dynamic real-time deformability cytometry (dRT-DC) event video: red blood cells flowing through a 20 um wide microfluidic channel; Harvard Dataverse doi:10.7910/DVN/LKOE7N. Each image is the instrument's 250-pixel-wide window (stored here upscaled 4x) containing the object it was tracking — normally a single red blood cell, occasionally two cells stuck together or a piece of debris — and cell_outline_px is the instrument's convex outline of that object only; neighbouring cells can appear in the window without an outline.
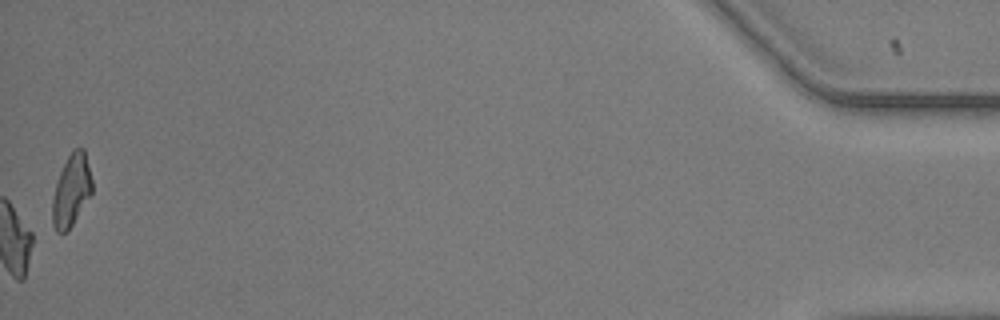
{"species": "common noctule bat (a hibernating species)", "species_latin": "Nyctalus noctula", "temperature_condition": "warm", "stored_images_in_passage": 53, "camera_frame_rate_fps": 3000, "um_per_image_px": 0.085, "animal": {"sex": "male", "body_mass_g": 20.5, "forearm_length_mm": 52.5}, "frame": {"image": 1, "passage_image": 53, "time_ms": 17.333, "image_size_px": [1000, 320], "cell_outline_px": [[92, 192], [68, 232], [56, 232], [52, 224], [52, 200], [56, 184], [60, 172], [68, 156], [76, 148], [84, 148], [92, 180]], "centroid_in_image_um": [6.06, 16.22], "position_along_channel_um": 429.1, "area_um2": 16.47}, "authors_computed_cell_mechanics": {"area_um2": 17.2822, "velocity_mm_per_s": 3.6096, "shape_relaxation_time_tau1_ms": 4.5305, "shape_relaxation_time_tau2_ms": 2.9149, "deformation_change_tau1": 0.1391, "deformation_change_tau2": 0.0992}}